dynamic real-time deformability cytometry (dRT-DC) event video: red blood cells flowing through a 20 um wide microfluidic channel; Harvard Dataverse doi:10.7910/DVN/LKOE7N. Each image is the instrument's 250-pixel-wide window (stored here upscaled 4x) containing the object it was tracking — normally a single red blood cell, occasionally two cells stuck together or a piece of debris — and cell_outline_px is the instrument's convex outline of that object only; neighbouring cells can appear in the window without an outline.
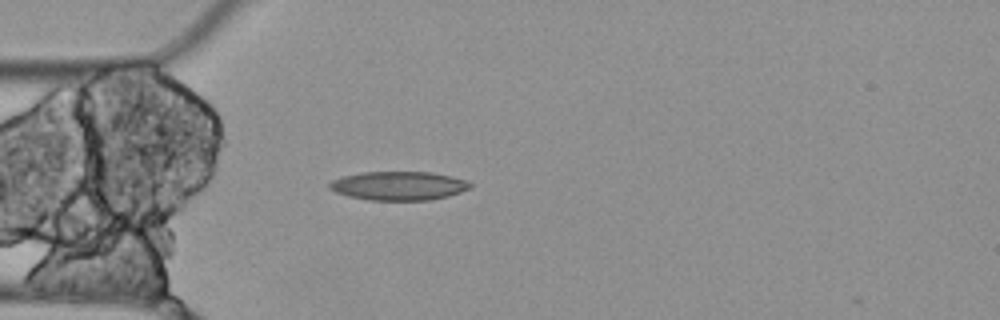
{"species": "Egyptian fruit bat (a non-hibernating species)", "species_latin": "Rousettus aegyptiacus", "temperature_condition": "cold", "stored_images_in_passage": 5, "camera_frame_rate_fps": 3000, "um_per_image_px": 0.085, "animal": {"sex": "female"}, "frame": {"image": 1, "passage_image": 5, "time_ms": 1.333, "image_size_px": [1000, 320], "cell_outline_px": [[472, 188], [448, 196], [428, 200], [368, 200], [348, 196], [336, 192], [328, 188], [328, 184], [332, 180], [344, 176], [360, 172], [432, 172], [452, 176], [468, 180], [472, 184]], "centroid_in_image_um": [33.91, 15.79], "position_along_channel_um": 51.1, "area_um2": 23.76}}